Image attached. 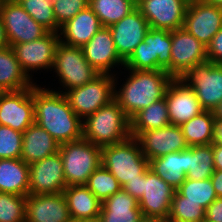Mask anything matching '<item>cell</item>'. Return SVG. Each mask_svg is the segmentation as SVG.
Segmentation results:
<instances>
[{"label": "cell", "instance_id": "cell-38", "mask_svg": "<svg viewBox=\"0 0 222 222\" xmlns=\"http://www.w3.org/2000/svg\"><path fill=\"white\" fill-rule=\"evenodd\" d=\"M26 198L0 192V222H26Z\"/></svg>", "mask_w": 222, "mask_h": 222}, {"label": "cell", "instance_id": "cell-26", "mask_svg": "<svg viewBox=\"0 0 222 222\" xmlns=\"http://www.w3.org/2000/svg\"><path fill=\"white\" fill-rule=\"evenodd\" d=\"M0 192L29 195V165L21 158L0 159Z\"/></svg>", "mask_w": 222, "mask_h": 222}, {"label": "cell", "instance_id": "cell-43", "mask_svg": "<svg viewBox=\"0 0 222 222\" xmlns=\"http://www.w3.org/2000/svg\"><path fill=\"white\" fill-rule=\"evenodd\" d=\"M205 221L222 222V198H216L205 210Z\"/></svg>", "mask_w": 222, "mask_h": 222}, {"label": "cell", "instance_id": "cell-44", "mask_svg": "<svg viewBox=\"0 0 222 222\" xmlns=\"http://www.w3.org/2000/svg\"><path fill=\"white\" fill-rule=\"evenodd\" d=\"M122 188L139 201L143 195V175L134 180H128Z\"/></svg>", "mask_w": 222, "mask_h": 222}, {"label": "cell", "instance_id": "cell-29", "mask_svg": "<svg viewBox=\"0 0 222 222\" xmlns=\"http://www.w3.org/2000/svg\"><path fill=\"white\" fill-rule=\"evenodd\" d=\"M169 124L168 105L164 97L130 118L131 136L137 138L142 132L163 128Z\"/></svg>", "mask_w": 222, "mask_h": 222}, {"label": "cell", "instance_id": "cell-36", "mask_svg": "<svg viewBox=\"0 0 222 222\" xmlns=\"http://www.w3.org/2000/svg\"><path fill=\"white\" fill-rule=\"evenodd\" d=\"M205 219V209L196 202L184 201L177 191L171 202L168 221L172 222H203Z\"/></svg>", "mask_w": 222, "mask_h": 222}, {"label": "cell", "instance_id": "cell-19", "mask_svg": "<svg viewBox=\"0 0 222 222\" xmlns=\"http://www.w3.org/2000/svg\"><path fill=\"white\" fill-rule=\"evenodd\" d=\"M164 97L168 105L170 124L181 126L204 111L194 90L180 78L169 83Z\"/></svg>", "mask_w": 222, "mask_h": 222}, {"label": "cell", "instance_id": "cell-11", "mask_svg": "<svg viewBox=\"0 0 222 222\" xmlns=\"http://www.w3.org/2000/svg\"><path fill=\"white\" fill-rule=\"evenodd\" d=\"M61 36L56 32H48L45 36L31 42H22L11 46L23 71L28 77L29 72L38 69H52L56 49Z\"/></svg>", "mask_w": 222, "mask_h": 222}, {"label": "cell", "instance_id": "cell-6", "mask_svg": "<svg viewBox=\"0 0 222 222\" xmlns=\"http://www.w3.org/2000/svg\"><path fill=\"white\" fill-rule=\"evenodd\" d=\"M115 87L113 74H99L83 86L61 92L74 113L83 120L114 99Z\"/></svg>", "mask_w": 222, "mask_h": 222}, {"label": "cell", "instance_id": "cell-32", "mask_svg": "<svg viewBox=\"0 0 222 222\" xmlns=\"http://www.w3.org/2000/svg\"><path fill=\"white\" fill-rule=\"evenodd\" d=\"M103 27L117 23L136 8V0H89Z\"/></svg>", "mask_w": 222, "mask_h": 222}, {"label": "cell", "instance_id": "cell-35", "mask_svg": "<svg viewBox=\"0 0 222 222\" xmlns=\"http://www.w3.org/2000/svg\"><path fill=\"white\" fill-rule=\"evenodd\" d=\"M86 187L101 201L114 195L122 186L117 178L100 165L89 177Z\"/></svg>", "mask_w": 222, "mask_h": 222}, {"label": "cell", "instance_id": "cell-16", "mask_svg": "<svg viewBox=\"0 0 222 222\" xmlns=\"http://www.w3.org/2000/svg\"><path fill=\"white\" fill-rule=\"evenodd\" d=\"M66 187L59 151L29 165V194L61 193Z\"/></svg>", "mask_w": 222, "mask_h": 222}, {"label": "cell", "instance_id": "cell-53", "mask_svg": "<svg viewBox=\"0 0 222 222\" xmlns=\"http://www.w3.org/2000/svg\"><path fill=\"white\" fill-rule=\"evenodd\" d=\"M4 93V90L0 88V96Z\"/></svg>", "mask_w": 222, "mask_h": 222}, {"label": "cell", "instance_id": "cell-24", "mask_svg": "<svg viewBox=\"0 0 222 222\" xmlns=\"http://www.w3.org/2000/svg\"><path fill=\"white\" fill-rule=\"evenodd\" d=\"M60 144L41 126L33 123L23 132L21 159L28 165L59 151Z\"/></svg>", "mask_w": 222, "mask_h": 222}, {"label": "cell", "instance_id": "cell-10", "mask_svg": "<svg viewBox=\"0 0 222 222\" xmlns=\"http://www.w3.org/2000/svg\"><path fill=\"white\" fill-rule=\"evenodd\" d=\"M0 17L5 26L9 47L38 40L49 32L38 24L16 0H7L0 6Z\"/></svg>", "mask_w": 222, "mask_h": 222}, {"label": "cell", "instance_id": "cell-23", "mask_svg": "<svg viewBox=\"0 0 222 222\" xmlns=\"http://www.w3.org/2000/svg\"><path fill=\"white\" fill-rule=\"evenodd\" d=\"M142 218L138 201L121 188L102 202L98 222H139Z\"/></svg>", "mask_w": 222, "mask_h": 222}, {"label": "cell", "instance_id": "cell-54", "mask_svg": "<svg viewBox=\"0 0 222 222\" xmlns=\"http://www.w3.org/2000/svg\"><path fill=\"white\" fill-rule=\"evenodd\" d=\"M7 0H0V6Z\"/></svg>", "mask_w": 222, "mask_h": 222}, {"label": "cell", "instance_id": "cell-5", "mask_svg": "<svg viewBox=\"0 0 222 222\" xmlns=\"http://www.w3.org/2000/svg\"><path fill=\"white\" fill-rule=\"evenodd\" d=\"M67 186L86 185L92 173L101 165V147L80 139L59 147Z\"/></svg>", "mask_w": 222, "mask_h": 222}, {"label": "cell", "instance_id": "cell-49", "mask_svg": "<svg viewBox=\"0 0 222 222\" xmlns=\"http://www.w3.org/2000/svg\"><path fill=\"white\" fill-rule=\"evenodd\" d=\"M211 111L215 119H222V101Z\"/></svg>", "mask_w": 222, "mask_h": 222}, {"label": "cell", "instance_id": "cell-14", "mask_svg": "<svg viewBox=\"0 0 222 222\" xmlns=\"http://www.w3.org/2000/svg\"><path fill=\"white\" fill-rule=\"evenodd\" d=\"M190 0H136L150 28L173 31L183 28Z\"/></svg>", "mask_w": 222, "mask_h": 222}, {"label": "cell", "instance_id": "cell-18", "mask_svg": "<svg viewBox=\"0 0 222 222\" xmlns=\"http://www.w3.org/2000/svg\"><path fill=\"white\" fill-rule=\"evenodd\" d=\"M137 139L143 155L148 160L189 148L181 126L173 124L142 132Z\"/></svg>", "mask_w": 222, "mask_h": 222}, {"label": "cell", "instance_id": "cell-40", "mask_svg": "<svg viewBox=\"0 0 222 222\" xmlns=\"http://www.w3.org/2000/svg\"><path fill=\"white\" fill-rule=\"evenodd\" d=\"M23 133L0 125V159L21 158Z\"/></svg>", "mask_w": 222, "mask_h": 222}, {"label": "cell", "instance_id": "cell-28", "mask_svg": "<svg viewBox=\"0 0 222 222\" xmlns=\"http://www.w3.org/2000/svg\"><path fill=\"white\" fill-rule=\"evenodd\" d=\"M149 169L177 190L186 179V149L149 160Z\"/></svg>", "mask_w": 222, "mask_h": 222}, {"label": "cell", "instance_id": "cell-39", "mask_svg": "<svg viewBox=\"0 0 222 222\" xmlns=\"http://www.w3.org/2000/svg\"><path fill=\"white\" fill-rule=\"evenodd\" d=\"M124 67L133 70H160L154 64V57H152L151 28L146 33L144 40L124 62Z\"/></svg>", "mask_w": 222, "mask_h": 222}, {"label": "cell", "instance_id": "cell-51", "mask_svg": "<svg viewBox=\"0 0 222 222\" xmlns=\"http://www.w3.org/2000/svg\"><path fill=\"white\" fill-rule=\"evenodd\" d=\"M204 3L222 8V0H202Z\"/></svg>", "mask_w": 222, "mask_h": 222}, {"label": "cell", "instance_id": "cell-37", "mask_svg": "<svg viewBox=\"0 0 222 222\" xmlns=\"http://www.w3.org/2000/svg\"><path fill=\"white\" fill-rule=\"evenodd\" d=\"M171 31L151 28V50L154 64L169 74L171 63Z\"/></svg>", "mask_w": 222, "mask_h": 222}, {"label": "cell", "instance_id": "cell-41", "mask_svg": "<svg viewBox=\"0 0 222 222\" xmlns=\"http://www.w3.org/2000/svg\"><path fill=\"white\" fill-rule=\"evenodd\" d=\"M88 6L89 0H54L53 11L56 23L62 26Z\"/></svg>", "mask_w": 222, "mask_h": 222}, {"label": "cell", "instance_id": "cell-42", "mask_svg": "<svg viewBox=\"0 0 222 222\" xmlns=\"http://www.w3.org/2000/svg\"><path fill=\"white\" fill-rule=\"evenodd\" d=\"M207 59L214 64H222V28L213 36L207 46Z\"/></svg>", "mask_w": 222, "mask_h": 222}, {"label": "cell", "instance_id": "cell-21", "mask_svg": "<svg viewBox=\"0 0 222 222\" xmlns=\"http://www.w3.org/2000/svg\"><path fill=\"white\" fill-rule=\"evenodd\" d=\"M85 59L100 74H109L111 68L123 65L124 61L118 55L112 33L109 27H102L83 47Z\"/></svg>", "mask_w": 222, "mask_h": 222}, {"label": "cell", "instance_id": "cell-1", "mask_svg": "<svg viewBox=\"0 0 222 222\" xmlns=\"http://www.w3.org/2000/svg\"><path fill=\"white\" fill-rule=\"evenodd\" d=\"M35 123L60 145L82 139V120L70 107L64 93L33 86Z\"/></svg>", "mask_w": 222, "mask_h": 222}, {"label": "cell", "instance_id": "cell-30", "mask_svg": "<svg viewBox=\"0 0 222 222\" xmlns=\"http://www.w3.org/2000/svg\"><path fill=\"white\" fill-rule=\"evenodd\" d=\"M214 171L213 144L191 146L186 149V178L209 179Z\"/></svg>", "mask_w": 222, "mask_h": 222}, {"label": "cell", "instance_id": "cell-27", "mask_svg": "<svg viewBox=\"0 0 222 222\" xmlns=\"http://www.w3.org/2000/svg\"><path fill=\"white\" fill-rule=\"evenodd\" d=\"M32 77L23 71L11 47L0 49V88L6 91H21L32 84Z\"/></svg>", "mask_w": 222, "mask_h": 222}, {"label": "cell", "instance_id": "cell-31", "mask_svg": "<svg viewBox=\"0 0 222 222\" xmlns=\"http://www.w3.org/2000/svg\"><path fill=\"white\" fill-rule=\"evenodd\" d=\"M214 121L212 111L204 110L199 115L183 123L181 129L188 146L212 144Z\"/></svg>", "mask_w": 222, "mask_h": 222}, {"label": "cell", "instance_id": "cell-7", "mask_svg": "<svg viewBox=\"0 0 222 222\" xmlns=\"http://www.w3.org/2000/svg\"><path fill=\"white\" fill-rule=\"evenodd\" d=\"M66 90L92 81L100 73L85 59L82 48L60 42L56 49L53 68Z\"/></svg>", "mask_w": 222, "mask_h": 222}, {"label": "cell", "instance_id": "cell-20", "mask_svg": "<svg viewBox=\"0 0 222 222\" xmlns=\"http://www.w3.org/2000/svg\"><path fill=\"white\" fill-rule=\"evenodd\" d=\"M26 222H72L63 192L29 194L26 198Z\"/></svg>", "mask_w": 222, "mask_h": 222}, {"label": "cell", "instance_id": "cell-3", "mask_svg": "<svg viewBox=\"0 0 222 222\" xmlns=\"http://www.w3.org/2000/svg\"><path fill=\"white\" fill-rule=\"evenodd\" d=\"M131 137L130 118L113 99L82 121V138L103 147Z\"/></svg>", "mask_w": 222, "mask_h": 222}, {"label": "cell", "instance_id": "cell-22", "mask_svg": "<svg viewBox=\"0 0 222 222\" xmlns=\"http://www.w3.org/2000/svg\"><path fill=\"white\" fill-rule=\"evenodd\" d=\"M102 27L98 16L88 6L60 26V35L65 38L60 42L82 48Z\"/></svg>", "mask_w": 222, "mask_h": 222}, {"label": "cell", "instance_id": "cell-17", "mask_svg": "<svg viewBox=\"0 0 222 222\" xmlns=\"http://www.w3.org/2000/svg\"><path fill=\"white\" fill-rule=\"evenodd\" d=\"M149 28V23L137 7L109 27L116 51L124 62L144 40Z\"/></svg>", "mask_w": 222, "mask_h": 222}, {"label": "cell", "instance_id": "cell-9", "mask_svg": "<svg viewBox=\"0 0 222 222\" xmlns=\"http://www.w3.org/2000/svg\"><path fill=\"white\" fill-rule=\"evenodd\" d=\"M171 63L169 75L173 79L183 77L196 64L207 61V46L184 28L171 31Z\"/></svg>", "mask_w": 222, "mask_h": 222}, {"label": "cell", "instance_id": "cell-52", "mask_svg": "<svg viewBox=\"0 0 222 222\" xmlns=\"http://www.w3.org/2000/svg\"><path fill=\"white\" fill-rule=\"evenodd\" d=\"M72 222H98V221H72Z\"/></svg>", "mask_w": 222, "mask_h": 222}, {"label": "cell", "instance_id": "cell-13", "mask_svg": "<svg viewBox=\"0 0 222 222\" xmlns=\"http://www.w3.org/2000/svg\"><path fill=\"white\" fill-rule=\"evenodd\" d=\"M183 28L208 46L222 28V8L206 4L202 0H190Z\"/></svg>", "mask_w": 222, "mask_h": 222}, {"label": "cell", "instance_id": "cell-15", "mask_svg": "<svg viewBox=\"0 0 222 222\" xmlns=\"http://www.w3.org/2000/svg\"><path fill=\"white\" fill-rule=\"evenodd\" d=\"M176 190L152 170L143 174V195L138 201L143 217L168 219Z\"/></svg>", "mask_w": 222, "mask_h": 222}, {"label": "cell", "instance_id": "cell-4", "mask_svg": "<svg viewBox=\"0 0 222 222\" xmlns=\"http://www.w3.org/2000/svg\"><path fill=\"white\" fill-rule=\"evenodd\" d=\"M101 165L111 172L123 186L128 180L140 178L149 169L137 138L101 147Z\"/></svg>", "mask_w": 222, "mask_h": 222}, {"label": "cell", "instance_id": "cell-33", "mask_svg": "<svg viewBox=\"0 0 222 222\" xmlns=\"http://www.w3.org/2000/svg\"><path fill=\"white\" fill-rule=\"evenodd\" d=\"M176 191L184 196V201L199 203L205 210L218 198L210 178L203 180L186 178Z\"/></svg>", "mask_w": 222, "mask_h": 222}, {"label": "cell", "instance_id": "cell-46", "mask_svg": "<svg viewBox=\"0 0 222 222\" xmlns=\"http://www.w3.org/2000/svg\"><path fill=\"white\" fill-rule=\"evenodd\" d=\"M212 144L222 145V119H215L213 123Z\"/></svg>", "mask_w": 222, "mask_h": 222}, {"label": "cell", "instance_id": "cell-25", "mask_svg": "<svg viewBox=\"0 0 222 222\" xmlns=\"http://www.w3.org/2000/svg\"><path fill=\"white\" fill-rule=\"evenodd\" d=\"M63 194L72 221H98L102 202L86 185L67 186Z\"/></svg>", "mask_w": 222, "mask_h": 222}, {"label": "cell", "instance_id": "cell-34", "mask_svg": "<svg viewBox=\"0 0 222 222\" xmlns=\"http://www.w3.org/2000/svg\"><path fill=\"white\" fill-rule=\"evenodd\" d=\"M23 9L49 32L58 33L60 26L56 23L53 11L54 0H16Z\"/></svg>", "mask_w": 222, "mask_h": 222}, {"label": "cell", "instance_id": "cell-12", "mask_svg": "<svg viewBox=\"0 0 222 222\" xmlns=\"http://www.w3.org/2000/svg\"><path fill=\"white\" fill-rule=\"evenodd\" d=\"M34 122L33 86L0 96V125L23 133Z\"/></svg>", "mask_w": 222, "mask_h": 222}, {"label": "cell", "instance_id": "cell-48", "mask_svg": "<svg viewBox=\"0 0 222 222\" xmlns=\"http://www.w3.org/2000/svg\"><path fill=\"white\" fill-rule=\"evenodd\" d=\"M9 47V42L6 36L5 26L3 25L2 19L0 17V49Z\"/></svg>", "mask_w": 222, "mask_h": 222}, {"label": "cell", "instance_id": "cell-8", "mask_svg": "<svg viewBox=\"0 0 222 222\" xmlns=\"http://www.w3.org/2000/svg\"><path fill=\"white\" fill-rule=\"evenodd\" d=\"M194 90L204 110H213L222 101V64L207 60L196 64L183 77Z\"/></svg>", "mask_w": 222, "mask_h": 222}, {"label": "cell", "instance_id": "cell-47", "mask_svg": "<svg viewBox=\"0 0 222 222\" xmlns=\"http://www.w3.org/2000/svg\"><path fill=\"white\" fill-rule=\"evenodd\" d=\"M213 161L215 170H222V145L213 144Z\"/></svg>", "mask_w": 222, "mask_h": 222}, {"label": "cell", "instance_id": "cell-2", "mask_svg": "<svg viewBox=\"0 0 222 222\" xmlns=\"http://www.w3.org/2000/svg\"><path fill=\"white\" fill-rule=\"evenodd\" d=\"M130 70V76L120 88H115L114 99L131 118L138 111L161 100L173 78L164 70Z\"/></svg>", "mask_w": 222, "mask_h": 222}, {"label": "cell", "instance_id": "cell-50", "mask_svg": "<svg viewBox=\"0 0 222 222\" xmlns=\"http://www.w3.org/2000/svg\"><path fill=\"white\" fill-rule=\"evenodd\" d=\"M139 222H166V220L161 218L143 217Z\"/></svg>", "mask_w": 222, "mask_h": 222}, {"label": "cell", "instance_id": "cell-45", "mask_svg": "<svg viewBox=\"0 0 222 222\" xmlns=\"http://www.w3.org/2000/svg\"><path fill=\"white\" fill-rule=\"evenodd\" d=\"M218 198H222V170H215L210 177Z\"/></svg>", "mask_w": 222, "mask_h": 222}]
</instances>
